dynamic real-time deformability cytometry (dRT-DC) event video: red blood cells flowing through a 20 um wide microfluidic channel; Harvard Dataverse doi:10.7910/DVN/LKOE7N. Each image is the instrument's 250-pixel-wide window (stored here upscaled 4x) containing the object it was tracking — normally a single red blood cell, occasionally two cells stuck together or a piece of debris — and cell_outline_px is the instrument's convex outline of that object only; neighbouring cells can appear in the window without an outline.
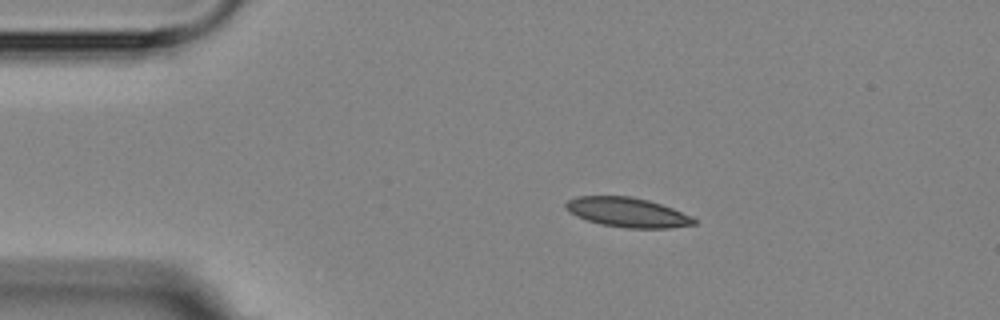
{"species": "Egyptian fruit bat (a non-hibernating species)", "species_latin": "Rousettus aegyptiacus", "temperature_condition": "room temperature", "stored_images_in_passage": 2, "camera_frame_rate_fps": 3000, "um_per_image_px": 0.085, "animal": {"sex": "female"}, "frame": {"image": 1, "passage_image": 1, "time_ms": 0.0, "image_size_px": [1000, 320], "cell_outline_px": [[696, 224], [668, 228], [628, 228], [600, 224], [576, 216], [568, 212], [564, 208], [564, 204], [568, 200], [580, 196], [632, 196], [648, 200], [672, 208], [692, 216], [696, 220]], "centroid_in_image_um": [53.31, 18.05], "position_along_channel_um": 31.7, "area_um2": 22.08}}